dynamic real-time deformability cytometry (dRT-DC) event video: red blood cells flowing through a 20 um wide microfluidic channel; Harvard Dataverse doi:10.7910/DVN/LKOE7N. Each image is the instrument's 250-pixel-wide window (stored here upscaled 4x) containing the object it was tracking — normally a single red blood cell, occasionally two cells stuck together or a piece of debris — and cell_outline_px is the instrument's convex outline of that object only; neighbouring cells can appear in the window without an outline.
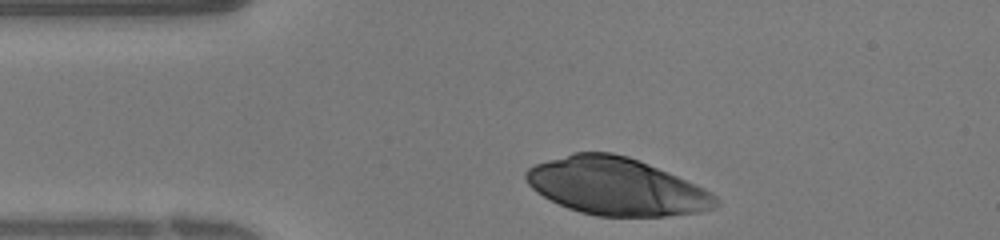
{"species": "human", "species_latin": "Homo sapiens", "temperature_condition": "warm", "stored_images_in_passage": 24, "camera_frame_rate_fps": 3000, "um_per_image_px": 0.085, "donor": {"sex": "female"}, "frame": {"image": 1, "passage_image": 1, "time_ms": 0.0, "image_size_px": [1000, 240], "cell_outline_px": [[720, 204], [716, 208], [700, 212], [664, 216], [596, 216], [580, 212], [568, 208], [536, 192], [528, 184], [524, 176], [524, 172], [528, 168], [536, 164], [572, 152], [612, 152], [628, 156], [640, 160], [696, 184], [712, 192], [720, 200]], "centroid_in_image_um": [52.41, 15.85], "position_along_channel_um": 32.6, "area_um2": 63.58}}